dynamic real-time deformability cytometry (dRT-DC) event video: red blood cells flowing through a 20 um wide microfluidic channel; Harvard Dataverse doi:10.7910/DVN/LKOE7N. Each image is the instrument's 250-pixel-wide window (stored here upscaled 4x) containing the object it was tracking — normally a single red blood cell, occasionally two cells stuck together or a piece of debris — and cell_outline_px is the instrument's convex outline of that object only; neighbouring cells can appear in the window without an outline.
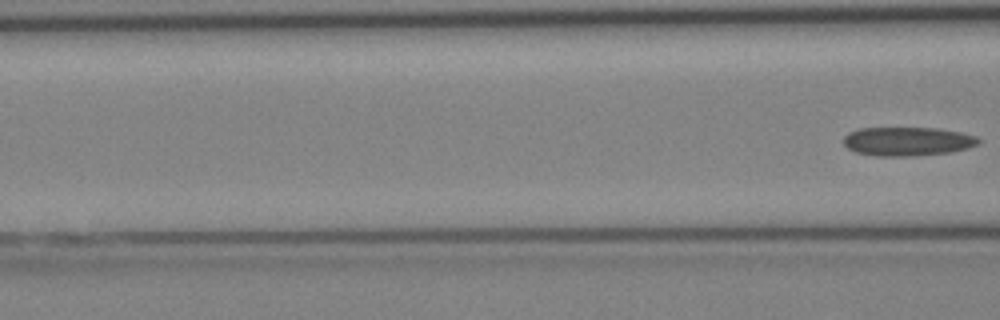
{"species": "Egyptian fruit bat (a non-hibernating species)", "species_latin": "Rousettus aegyptiacus", "temperature_condition": "cold", "stored_images_in_passage": 6, "segment_of_instrument_passage": [2, 2], "camera_frame_rate_fps": 3000, "um_per_image_px": 0.085, "animal": {"sex": "female"}, "frame": {"image": 1, "passage_image": 6, "time_ms": 5.667, "image_size_px": [1000, 320], "cell_outline_px": [[980, 140], [976, 144], [968, 148], [948, 152], [908, 156], [876, 156], [856, 152], [848, 148], [844, 144], [844, 136], [848, 132], [860, 128], [936, 128], [960, 132], [976, 136]], "centroid_in_image_um": [77.1, 12.01], "position_along_channel_um": 89.5, "area_um2": 22.48}}